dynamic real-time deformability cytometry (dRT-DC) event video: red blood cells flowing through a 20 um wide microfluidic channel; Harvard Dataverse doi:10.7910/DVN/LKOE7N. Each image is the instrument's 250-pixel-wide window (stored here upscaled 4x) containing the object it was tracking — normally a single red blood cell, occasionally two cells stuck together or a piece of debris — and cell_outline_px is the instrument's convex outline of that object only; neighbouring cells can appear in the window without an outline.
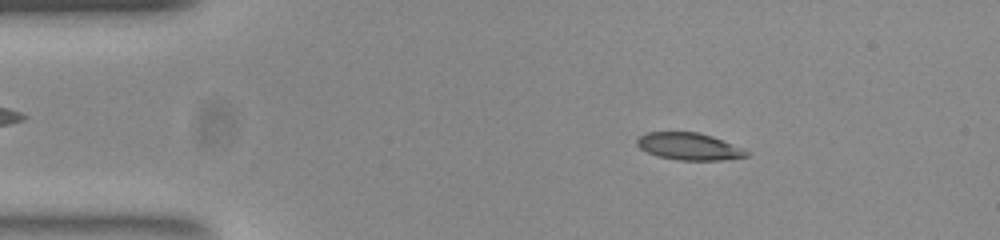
{"species": "common noctule bat (a hibernating species)", "species_latin": "Nyctalus noctula", "temperature_condition": "room temperature", "stored_images_in_passage": 48, "camera_frame_rate_fps": 3000, "um_per_image_px": 0.085, "animal": {"sex": "female", "body_mass_g": 23.0, "forearm_length_mm": 53.4}, "frame": {"image": 1, "passage_image": 4, "time_ms": 1.0, "image_size_px": [1000, 240], "cell_outline_px": [[752, 152], [748, 156], [720, 160], [680, 160], [660, 156], [648, 152], [640, 148], [636, 144], [636, 140], [640, 136], [648, 132], [700, 132], [712, 136]], "centroid_in_image_um": [58.59, 12.44], "position_along_channel_um": 26.4, "area_um2": 17.17}}
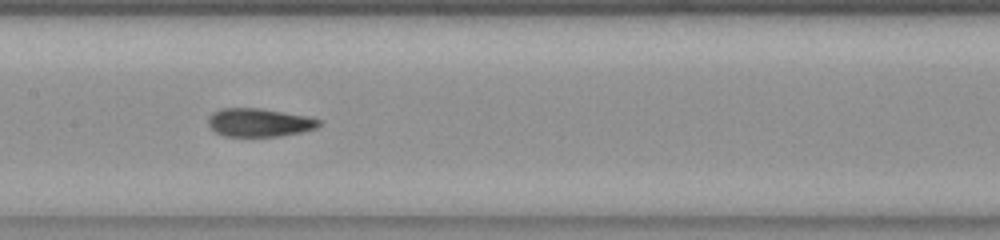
{"frame": {"image": 2, "passage_image": 21, "time_ms": 6.667, "image_size_px": [1000, 240], "cell_outline_px": [[320, 124], [316, 128], [300, 132], [280, 136], [228, 136], [216, 132], [208, 124], [208, 116], [212, 112], [220, 108], [260, 108], [308, 116], [320, 120]], "centroid_in_image_um": [22.02, 10.4], "position_along_channel_um": 185.4, "area_um2": 18.21}}
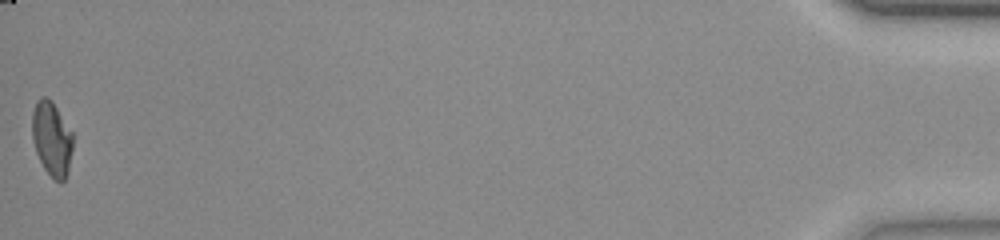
{"frame": {"image": 3, "passage_image": 48, "time_ms": 15.667, "image_size_px": [1000, 240], "cell_outline_px": [[72, 152], [68, 172], [64, 180], [60, 184], [44, 168], [36, 152], [32, 140], [32, 112], [36, 100], [40, 96], [44, 96], [52, 100], [72, 132]], "centroid_in_image_um": [4.39, 11.76], "position_along_channel_um": 430.8, "area_um2": 17.74}, "authors_computed_cell_mechanics": {"area_um2": 18.0914, "velocity_mm_per_s": 3.8812, "shape_relaxation_time_tau1_ms": null, "shape_relaxation_time_tau2_ms": 1.6453, "deformation_change_tau1": null, "deformation_change_tau2": 0.0781}}